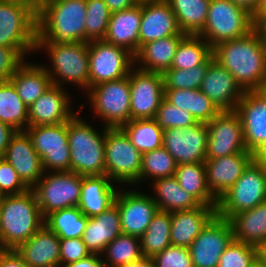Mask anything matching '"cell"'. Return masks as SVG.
<instances>
[{
	"label": "cell",
	"mask_w": 266,
	"mask_h": 267,
	"mask_svg": "<svg viewBox=\"0 0 266 267\" xmlns=\"http://www.w3.org/2000/svg\"><path fill=\"white\" fill-rule=\"evenodd\" d=\"M235 111L242 122L246 150L266 143V95L261 90L245 91Z\"/></svg>",
	"instance_id": "44dd1931"
},
{
	"label": "cell",
	"mask_w": 266,
	"mask_h": 267,
	"mask_svg": "<svg viewBox=\"0 0 266 267\" xmlns=\"http://www.w3.org/2000/svg\"><path fill=\"white\" fill-rule=\"evenodd\" d=\"M177 163L166 148L159 147L156 150L142 153V168L140 171L139 184L145 180L152 181L173 176L176 173Z\"/></svg>",
	"instance_id": "7bdbcfd3"
},
{
	"label": "cell",
	"mask_w": 266,
	"mask_h": 267,
	"mask_svg": "<svg viewBox=\"0 0 266 267\" xmlns=\"http://www.w3.org/2000/svg\"><path fill=\"white\" fill-rule=\"evenodd\" d=\"M254 31L260 38L266 56V19L254 20Z\"/></svg>",
	"instance_id": "680465c9"
},
{
	"label": "cell",
	"mask_w": 266,
	"mask_h": 267,
	"mask_svg": "<svg viewBox=\"0 0 266 267\" xmlns=\"http://www.w3.org/2000/svg\"><path fill=\"white\" fill-rule=\"evenodd\" d=\"M16 251L29 267L60 266V238L45 224Z\"/></svg>",
	"instance_id": "83f0119b"
},
{
	"label": "cell",
	"mask_w": 266,
	"mask_h": 267,
	"mask_svg": "<svg viewBox=\"0 0 266 267\" xmlns=\"http://www.w3.org/2000/svg\"><path fill=\"white\" fill-rule=\"evenodd\" d=\"M26 60L17 49L0 46V82L9 81Z\"/></svg>",
	"instance_id": "816d5d0a"
},
{
	"label": "cell",
	"mask_w": 266,
	"mask_h": 267,
	"mask_svg": "<svg viewBox=\"0 0 266 267\" xmlns=\"http://www.w3.org/2000/svg\"><path fill=\"white\" fill-rule=\"evenodd\" d=\"M259 262L266 267V243L259 248Z\"/></svg>",
	"instance_id": "e7e4bbea"
},
{
	"label": "cell",
	"mask_w": 266,
	"mask_h": 267,
	"mask_svg": "<svg viewBox=\"0 0 266 267\" xmlns=\"http://www.w3.org/2000/svg\"><path fill=\"white\" fill-rule=\"evenodd\" d=\"M185 36L171 35L144 44L134 56L135 67L142 71L163 74L171 68L178 45Z\"/></svg>",
	"instance_id": "f546056e"
},
{
	"label": "cell",
	"mask_w": 266,
	"mask_h": 267,
	"mask_svg": "<svg viewBox=\"0 0 266 267\" xmlns=\"http://www.w3.org/2000/svg\"><path fill=\"white\" fill-rule=\"evenodd\" d=\"M120 234L119 208L113 204L101 214L88 218L82 240L91 254L102 255L106 246Z\"/></svg>",
	"instance_id": "f1b7e54d"
},
{
	"label": "cell",
	"mask_w": 266,
	"mask_h": 267,
	"mask_svg": "<svg viewBox=\"0 0 266 267\" xmlns=\"http://www.w3.org/2000/svg\"><path fill=\"white\" fill-rule=\"evenodd\" d=\"M199 89L220 111H235L245 92L214 57L207 63L206 75Z\"/></svg>",
	"instance_id": "d6986e66"
},
{
	"label": "cell",
	"mask_w": 266,
	"mask_h": 267,
	"mask_svg": "<svg viewBox=\"0 0 266 267\" xmlns=\"http://www.w3.org/2000/svg\"><path fill=\"white\" fill-rule=\"evenodd\" d=\"M101 255L91 254L87 258L73 263L63 264L60 267H104Z\"/></svg>",
	"instance_id": "11a10c76"
},
{
	"label": "cell",
	"mask_w": 266,
	"mask_h": 267,
	"mask_svg": "<svg viewBox=\"0 0 266 267\" xmlns=\"http://www.w3.org/2000/svg\"><path fill=\"white\" fill-rule=\"evenodd\" d=\"M252 16L253 20L266 19V0H260L256 12Z\"/></svg>",
	"instance_id": "6125c7cd"
},
{
	"label": "cell",
	"mask_w": 266,
	"mask_h": 267,
	"mask_svg": "<svg viewBox=\"0 0 266 267\" xmlns=\"http://www.w3.org/2000/svg\"><path fill=\"white\" fill-rule=\"evenodd\" d=\"M70 96L64 87L51 85L28 107V127L68 122L77 113L72 109Z\"/></svg>",
	"instance_id": "ffe728a7"
},
{
	"label": "cell",
	"mask_w": 266,
	"mask_h": 267,
	"mask_svg": "<svg viewBox=\"0 0 266 267\" xmlns=\"http://www.w3.org/2000/svg\"><path fill=\"white\" fill-rule=\"evenodd\" d=\"M86 43L103 40L110 20L111 12L104 0H86Z\"/></svg>",
	"instance_id": "ee69618b"
},
{
	"label": "cell",
	"mask_w": 266,
	"mask_h": 267,
	"mask_svg": "<svg viewBox=\"0 0 266 267\" xmlns=\"http://www.w3.org/2000/svg\"><path fill=\"white\" fill-rule=\"evenodd\" d=\"M16 170L22 181L32 188L44 175L41 157L26 131H17L2 156Z\"/></svg>",
	"instance_id": "7402d4cb"
},
{
	"label": "cell",
	"mask_w": 266,
	"mask_h": 267,
	"mask_svg": "<svg viewBox=\"0 0 266 267\" xmlns=\"http://www.w3.org/2000/svg\"><path fill=\"white\" fill-rule=\"evenodd\" d=\"M212 57V48L202 37L187 34L178 45L170 69H191L207 65Z\"/></svg>",
	"instance_id": "8d00e7d4"
},
{
	"label": "cell",
	"mask_w": 266,
	"mask_h": 267,
	"mask_svg": "<svg viewBox=\"0 0 266 267\" xmlns=\"http://www.w3.org/2000/svg\"><path fill=\"white\" fill-rule=\"evenodd\" d=\"M5 196H6V194L0 189V206L3 203Z\"/></svg>",
	"instance_id": "03108f58"
},
{
	"label": "cell",
	"mask_w": 266,
	"mask_h": 267,
	"mask_svg": "<svg viewBox=\"0 0 266 267\" xmlns=\"http://www.w3.org/2000/svg\"><path fill=\"white\" fill-rule=\"evenodd\" d=\"M155 267H193L189 249L170 245L152 257Z\"/></svg>",
	"instance_id": "c3c4849f"
},
{
	"label": "cell",
	"mask_w": 266,
	"mask_h": 267,
	"mask_svg": "<svg viewBox=\"0 0 266 267\" xmlns=\"http://www.w3.org/2000/svg\"><path fill=\"white\" fill-rule=\"evenodd\" d=\"M80 111L67 122L68 144L70 148V171L83 176L105 175V133L97 130L79 117Z\"/></svg>",
	"instance_id": "277c9868"
},
{
	"label": "cell",
	"mask_w": 266,
	"mask_h": 267,
	"mask_svg": "<svg viewBox=\"0 0 266 267\" xmlns=\"http://www.w3.org/2000/svg\"><path fill=\"white\" fill-rule=\"evenodd\" d=\"M250 153L252 163L266 170V143L257 145Z\"/></svg>",
	"instance_id": "9f6ffc18"
},
{
	"label": "cell",
	"mask_w": 266,
	"mask_h": 267,
	"mask_svg": "<svg viewBox=\"0 0 266 267\" xmlns=\"http://www.w3.org/2000/svg\"><path fill=\"white\" fill-rule=\"evenodd\" d=\"M0 189L6 195L20 194L30 189L3 157H0Z\"/></svg>",
	"instance_id": "681fc988"
},
{
	"label": "cell",
	"mask_w": 266,
	"mask_h": 267,
	"mask_svg": "<svg viewBox=\"0 0 266 267\" xmlns=\"http://www.w3.org/2000/svg\"><path fill=\"white\" fill-rule=\"evenodd\" d=\"M131 120L154 119L164 98L163 74L134 67L129 73Z\"/></svg>",
	"instance_id": "5bb4252c"
},
{
	"label": "cell",
	"mask_w": 266,
	"mask_h": 267,
	"mask_svg": "<svg viewBox=\"0 0 266 267\" xmlns=\"http://www.w3.org/2000/svg\"><path fill=\"white\" fill-rule=\"evenodd\" d=\"M142 3L111 13L104 41L122 47L134 56L139 51Z\"/></svg>",
	"instance_id": "4316f807"
},
{
	"label": "cell",
	"mask_w": 266,
	"mask_h": 267,
	"mask_svg": "<svg viewBox=\"0 0 266 267\" xmlns=\"http://www.w3.org/2000/svg\"><path fill=\"white\" fill-rule=\"evenodd\" d=\"M28 3L33 8V0H19Z\"/></svg>",
	"instance_id": "a7ac6f4b"
},
{
	"label": "cell",
	"mask_w": 266,
	"mask_h": 267,
	"mask_svg": "<svg viewBox=\"0 0 266 267\" xmlns=\"http://www.w3.org/2000/svg\"><path fill=\"white\" fill-rule=\"evenodd\" d=\"M45 50L49 64L43 68L51 78L52 85L65 87L73 84L85 92L89 89L88 43L36 42L35 52Z\"/></svg>",
	"instance_id": "5b68a950"
},
{
	"label": "cell",
	"mask_w": 266,
	"mask_h": 267,
	"mask_svg": "<svg viewBox=\"0 0 266 267\" xmlns=\"http://www.w3.org/2000/svg\"><path fill=\"white\" fill-rule=\"evenodd\" d=\"M255 267H264L260 262Z\"/></svg>",
	"instance_id": "89a4df30"
},
{
	"label": "cell",
	"mask_w": 266,
	"mask_h": 267,
	"mask_svg": "<svg viewBox=\"0 0 266 267\" xmlns=\"http://www.w3.org/2000/svg\"><path fill=\"white\" fill-rule=\"evenodd\" d=\"M44 225L35 192L6 195L0 206V249L16 250Z\"/></svg>",
	"instance_id": "7a4b0ae2"
},
{
	"label": "cell",
	"mask_w": 266,
	"mask_h": 267,
	"mask_svg": "<svg viewBox=\"0 0 266 267\" xmlns=\"http://www.w3.org/2000/svg\"><path fill=\"white\" fill-rule=\"evenodd\" d=\"M254 30L253 16L232 0H210L207 19L197 34L213 49L218 44L246 36Z\"/></svg>",
	"instance_id": "52a82bcc"
},
{
	"label": "cell",
	"mask_w": 266,
	"mask_h": 267,
	"mask_svg": "<svg viewBox=\"0 0 266 267\" xmlns=\"http://www.w3.org/2000/svg\"><path fill=\"white\" fill-rule=\"evenodd\" d=\"M86 0H55L37 12V42L86 43Z\"/></svg>",
	"instance_id": "3957f363"
},
{
	"label": "cell",
	"mask_w": 266,
	"mask_h": 267,
	"mask_svg": "<svg viewBox=\"0 0 266 267\" xmlns=\"http://www.w3.org/2000/svg\"><path fill=\"white\" fill-rule=\"evenodd\" d=\"M0 121L17 131L28 128V108L10 81L0 82Z\"/></svg>",
	"instance_id": "f35d334b"
},
{
	"label": "cell",
	"mask_w": 266,
	"mask_h": 267,
	"mask_svg": "<svg viewBox=\"0 0 266 267\" xmlns=\"http://www.w3.org/2000/svg\"><path fill=\"white\" fill-rule=\"evenodd\" d=\"M174 12L180 30L197 35L204 27L210 0H166Z\"/></svg>",
	"instance_id": "d590c367"
},
{
	"label": "cell",
	"mask_w": 266,
	"mask_h": 267,
	"mask_svg": "<svg viewBox=\"0 0 266 267\" xmlns=\"http://www.w3.org/2000/svg\"><path fill=\"white\" fill-rule=\"evenodd\" d=\"M119 187L106 174L83 176L79 209L88 218L101 214L115 204Z\"/></svg>",
	"instance_id": "484cf974"
},
{
	"label": "cell",
	"mask_w": 266,
	"mask_h": 267,
	"mask_svg": "<svg viewBox=\"0 0 266 267\" xmlns=\"http://www.w3.org/2000/svg\"><path fill=\"white\" fill-rule=\"evenodd\" d=\"M206 71L207 65L191 69H168L163 73L164 89H199Z\"/></svg>",
	"instance_id": "bcb514c9"
},
{
	"label": "cell",
	"mask_w": 266,
	"mask_h": 267,
	"mask_svg": "<svg viewBox=\"0 0 266 267\" xmlns=\"http://www.w3.org/2000/svg\"><path fill=\"white\" fill-rule=\"evenodd\" d=\"M131 189L120 188L115 204L119 208L122 233L141 237L159 209L150 194Z\"/></svg>",
	"instance_id": "ac0fdd59"
},
{
	"label": "cell",
	"mask_w": 266,
	"mask_h": 267,
	"mask_svg": "<svg viewBox=\"0 0 266 267\" xmlns=\"http://www.w3.org/2000/svg\"><path fill=\"white\" fill-rule=\"evenodd\" d=\"M212 53L214 59L233 75L244 91L266 87V56L254 30L242 38L218 44Z\"/></svg>",
	"instance_id": "6da1fadb"
},
{
	"label": "cell",
	"mask_w": 266,
	"mask_h": 267,
	"mask_svg": "<svg viewBox=\"0 0 266 267\" xmlns=\"http://www.w3.org/2000/svg\"><path fill=\"white\" fill-rule=\"evenodd\" d=\"M121 128L141 153L156 150L163 146V130L158 126L155 119L130 120Z\"/></svg>",
	"instance_id": "b9f144b4"
},
{
	"label": "cell",
	"mask_w": 266,
	"mask_h": 267,
	"mask_svg": "<svg viewBox=\"0 0 266 267\" xmlns=\"http://www.w3.org/2000/svg\"><path fill=\"white\" fill-rule=\"evenodd\" d=\"M9 81L27 108L52 85L51 78L42 64L29 63L27 60L13 73Z\"/></svg>",
	"instance_id": "4dcf8cb0"
},
{
	"label": "cell",
	"mask_w": 266,
	"mask_h": 267,
	"mask_svg": "<svg viewBox=\"0 0 266 267\" xmlns=\"http://www.w3.org/2000/svg\"><path fill=\"white\" fill-rule=\"evenodd\" d=\"M91 253L82 238H60V265L87 258Z\"/></svg>",
	"instance_id": "f907efd6"
},
{
	"label": "cell",
	"mask_w": 266,
	"mask_h": 267,
	"mask_svg": "<svg viewBox=\"0 0 266 267\" xmlns=\"http://www.w3.org/2000/svg\"><path fill=\"white\" fill-rule=\"evenodd\" d=\"M175 177L179 185L201 205L217 206L218 200L211 194L206 183L204 162L177 165Z\"/></svg>",
	"instance_id": "e575fe53"
},
{
	"label": "cell",
	"mask_w": 266,
	"mask_h": 267,
	"mask_svg": "<svg viewBox=\"0 0 266 267\" xmlns=\"http://www.w3.org/2000/svg\"><path fill=\"white\" fill-rule=\"evenodd\" d=\"M154 202L158 209L166 212H175L194 209L201 204L187 191H185L175 177H163L150 181Z\"/></svg>",
	"instance_id": "d6a6232c"
},
{
	"label": "cell",
	"mask_w": 266,
	"mask_h": 267,
	"mask_svg": "<svg viewBox=\"0 0 266 267\" xmlns=\"http://www.w3.org/2000/svg\"><path fill=\"white\" fill-rule=\"evenodd\" d=\"M216 215L217 206L208 205L171 212V245L189 248L195 238Z\"/></svg>",
	"instance_id": "d4e9b609"
},
{
	"label": "cell",
	"mask_w": 266,
	"mask_h": 267,
	"mask_svg": "<svg viewBox=\"0 0 266 267\" xmlns=\"http://www.w3.org/2000/svg\"><path fill=\"white\" fill-rule=\"evenodd\" d=\"M89 88L122 79L135 67V57L128 50L95 40L88 43Z\"/></svg>",
	"instance_id": "7c38bea8"
},
{
	"label": "cell",
	"mask_w": 266,
	"mask_h": 267,
	"mask_svg": "<svg viewBox=\"0 0 266 267\" xmlns=\"http://www.w3.org/2000/svg\"><path fill=\"white\" fill-rule=\"evenodd\" d=\"M234 239L260 248L266 243V201L230 220Z\"/></svg>",
	"instance_id": "1f68e13d"
},
{
	"label": "cell",
	"mask_w": 266,
	"mask_h": 267,
	"mask_svg": "<svg viewBox=\"0 0 266 267\" xmlns=\"http://www.w3.org/2000/svg\"><path fill=\"white\" fill-rule=\"evenodd\" d=\"M111 13L128 9L137 2L135 0H104Z\"/></svg>",
	"instance_id": "6f0895ef"
},
{
	"label": "cell",
	"mask_w": 266,
	"mask_h": 267,
	"mask_svg": "<svg viewBox=\"0 0 266 267\" xmlns=\"http://www.w3.org/2000/svg\"><path fill=\"white\" fill-rule=\"evenodd\" d=\"M88 217L78 206L57 210L44 218V224L59 238H82Z\"/></svg>",
	"instance_id": "74e56055"
},
{
	"label": "cell",
	"mask_w": 266,
	"mask_h": 267,
	"mask_svg": "<svg viewBox=\"0 0 266 267\" xmlns=\"http://www.w3.org/2000/svg\"><path fill=\"white\" fill-rule=\"evenodd\" d=\"M0 267H29L16 250H0Z\"/></svg>",
	"instance_id": "f5cc1de1"
},
{
	"label": "cell",
	"mask_w": 266,
	"mask_h": 267,
	"mask_svg": "<svg viewBox=\"0 0 266 267\" xmlns=\"http://www.w3.org/2000/svg\"><path fill=\"white\" fill-rule=\"evenodd\" d=\"M171 213L158 210L140 237L143 257L152 258L171 245Z\"/></svg>",
	"instance_id": "ab89813d"
},
{
	"label": "cell",
	"mask_w": 266,
	"mask_h": 267,
	"mask_svg": "<svg viewBox=\"0 0 266 267\" xmlns=\"http://www.w3.org/2000/svg\"><path fill=\"white\" fill-rule=\"evenodd\" d=\"M55 0H33V9L38 12L40 11L46 4L53 2Z\"/></svg>",
	"instance_id": "be15d7a7"
},
{
	"label": "cell",
	"mask_w": 266,
	"mask_h": 267,
	"mask_svg": "<svg viewBox=\"0 0 266 267\" xmlns=\"http://www.w3.org/2000/svg\"><path fill=\"white\" fill-rule=\"evenodd\" d=\"M25 131L41 157L44 172L70 171L67 122L30 126Z\"/></svg>",
	"instance_id": "4fadbf2b"
},
{
	"label": "cell",
	"mask_w": 266,
	"mask_h": 267,
	"mask_svg": "<svg viewBox=\"0 0 266 267\" xmlns=\"http://www.w3.org/2000/svg\"><path fill=\"white\" fill-rule=\"evenodd\" d=\"M119 267H155V264L152 258L142 257L137 261L129 262Z\"/></svg>",
	"instance_id": "94428289"
},
{
	"label": "cell",
	"mask_w": 266,
	"mask_h": 267,
	"mask_svg": "<svg viewBox=\"0 0 266 267\" xmlns=\"http://www.w3.org/2000/svg\"><path fill=\"white\" fill-rule=\"evenodd\" d=\"M86 97L105 127L119 128L131 120L129 75L89 88Z\"/></svg>",
	"instance_id": "9c48e42d"
},
{
	"label": "cell",
	"mask_w": 266,
	"mask_h": 267,
	"mask_svg": "<svg viewBox=\"0 0 266 267\" xmlns=\"http://www.w3.org/2000/svg\"><path fill=\"white\" fill-rule=\"evenodd\" d=\"M102 256L104 267H119L143 257L140 237L120 234L105 248Z\"/></svg>",
	"instance_id": "60d3db41"
},
{
	"label": "cell",
	"mask_w": 266,
	"mask_h": 267,
	"mask_svg": "<svg viewBox=\"0 0 266 267\" xmlns=\"http://www.w3.org/2000/svg\"><path fill=\"white\" fill-rule=\"evenodd\" d=\"M154 119L163 131L169 128H187L198 123L189 111L173 106L165 98L162 99Z\"/></svg>",
	"instance_id": "7dc6e473"
},
{
	"label": "cell",
	"mask_w": 266,
	"mask_h": 267,
	"mask_svg": "<svg viewBox=\"0 0 266 267\" xmlns=\"http://www.w3.org/2000/svg\"><path fill=\"white\" fill-rule=\"evenodd\" d=\"M36 42L37 12L23 1L0 0V46L15 48L27 59Z\"/></svg>",
	"instance_id": "8992f818"
},
{
	"label": "cell",
	"mask_w": 266,
	"mask_h": 267,
	"mask_svg": "<svg viewBox=\"0 0 266 267\" xmlns=\"http://www.w3.org/2000/svg\"><path fill=\"white\" fill-rule=\"evenodd\" d=\"M17 132L12 126L0 121V157H2L9 145L12 136Z\"/></svg>",
	"instance_id": "db71d44e"
},
{
	"label": "cell",
	"mask_w": 266,
	"mask_h": 267,
	"mask_svg": "<svg viewBox=\"0 0 266 267\" xmlns=\"http://www.w3.org/2000/svg\"><path fill=\"white\" fill-rule=\"evenodd\" d=\"M137 3L154 2L159 0H135Z\"/></svg>",
	"instance_id": "003e7915"
},
{
	"label": "cell",
	"mask_w": 266,
	"mask_h": 267,
	"mask_svg": "<svg viewBox=\"0 0 266 267\" xmlns=\"http://www.w3.org/2000/svg\"><path fill=\"white\" fill-rule=\"evenodd\" d=\"M259 248L233 239L219 258L217 267H255Z\"/></svg>",
	"instance_id": "f6af8a7d"
},
{
	"label": "cell",
	"mask_w": 266,
	"mask_h": 267,
	"mask_svg": "<svg viewBox=\"0 0 266 267\" xmlns=\"http://www.w3.org/2000/svg\"><path fill=\"white\" fill-rule=\"evenodd\" d=\"M265 201L266 170L251 162L234 185L218 199L217 215L230 220Z\"/></svg>",
	"instance_id": "30bf717a"
},
{
	"label": "cell",
	"mask_w": 266,
	"mask_h": 267,
	"mask_svg": "<svg viewBox=\"0 0 266 267\" xmlns=\"http://www.w3.org/2000/svg\"><path fill=\"white\" fill-rule=\"evenodd\" d=\"M251 162L250 152L206 159V183L211 194L218 200L242 176Z\"/></svg>",
	"instance_id": "cb8c5ba5"
},
{
	"label": "cell",
	"mask_w": 266,
	"mask_h": 267,
	"mask_svg": "<svg viewBox=\"0 0 266 267\" xmlns=\"http://www.w3.org/2000/svg\"><path fill=\"white\" fill-rule=\"evenodd\" d=\"M164 98L173 106L189 111L197 122L208 123L221 112L200 89H164Z\"/></svg>",
	"instance_id": "836d02e7"
},
{
	"label": "cell",
	"mask_w": 266,
	"mask_h": 267,
	"mask_svg": "<svg viewBox=\"0 0 266 267\" xmlns=\"http://www.w3.org/2000/svg\"><path fill=\"white\" fill-rule=\"evenodd\" d=\"M208 136L207 124L203 122L187 128H169L163 131V147L177 165L205 162Z\"/></svg>",
	"instance_id": "2e32d148"
},
{
	"label": "cell",
	"mask_w": 266,
	"mask_h": 267,
	"mask_svg": "<svg viewBox=\"0 0 266 267\" xmlns=\"http://www.w3.org/2000/svg\"><path fill=\"white\" fill-rule=\"evenodd\" d=\"M171 35L187 34L180 30L170 4L166 0L142 3L139 49L144 44Z\"/></svg>",
	"instance_id": "603a6c76"
},
{
	"label": "cell",
	"mask_w": 266,
	"mask_h": 267,
	"mask_svg": "<svg viewBox=\"0 0 266 267\" xmlns=\"http://www.w3.org/2000/svg\"><path fill=\"white\" fill-rule=\"evenodd\" d=\"M266 95V87L261 90Z\"/></svg>",
	"instance_id": "2644e50d"
},
{
	"label": "cell",
	"mask_w": 266,
	"mask_h": 267,
	"mask_svg": "<svg viewBox=\"0 0 266 267\" xmlns=\"http://www.w3.org/2000/svg\"><path fill=\"white\" fill-rule=\"evenodd\" d=\"M233 239L230 221L216 215L188 248L193 267H217L220 256Z\"/></svg>",
	"instance_id": "9a60e30c"
},
{
	"label": "cell",
	"mask_w": 266,
	"mask_h": 267,
	"mask_svg": "<svg viewBox=\"0 0 266 267\" xmlns=\"http://www.w3.org/2000/svg\"><path fill=\"white\" fill-rule=\"evenodd\" d=\"M237 6L244 8L251 15L256 12L260 0H232Z\"/></svg>",
	"instance_id": "91938a15"
},
{
	"label": "cell",
	"mask_w": 266,
	"mask_h": 267,
	"mask_svg": "<svg viewBox=\"0 0 266 267\" xmlns=\"http://www.w3.org/2000/svg\"><path fill=\"white\" fill-rule=\"evenodd\" d=\"M209 131L206 159H215L246 150L242 122L236 111H221L206 123Z\"/></svg>",
	"instance_id": "e0dca14e"
},
{
	"label": "cell",
	"mask_w": 266,
	"mask_h": 267,
	"mask_svg": "<svg viewBox=\"0 0 266 267\" xmlns=\"http://www.w3.org/2000/svg\"><path fill=\"white\" fill-rule=\"evenodd\" d=\"M82 178L83 175L73 171L44 172L32 187L42 217L57 210L78 206Z\"/></svg>",
	"instance_id": "8fae6325"
},
{
	"label": "cell",
	"mask_w": 266,
	"mask_h": 267,
	"mask_svg": "<svg viewBox=\"0 0 266 267\" xmlns=\"http://www.w3.org/2000/svg\"><path fill=\"white\" fill-rule=\"evenodd\" d=\"M104 154L106 175L115 184L125 187L128 185L129 188V185L139 183L142 153L131 143L121 127H107Z\"/></svg>",
	"instance_id": "ba28073f"
}]
</instances>
